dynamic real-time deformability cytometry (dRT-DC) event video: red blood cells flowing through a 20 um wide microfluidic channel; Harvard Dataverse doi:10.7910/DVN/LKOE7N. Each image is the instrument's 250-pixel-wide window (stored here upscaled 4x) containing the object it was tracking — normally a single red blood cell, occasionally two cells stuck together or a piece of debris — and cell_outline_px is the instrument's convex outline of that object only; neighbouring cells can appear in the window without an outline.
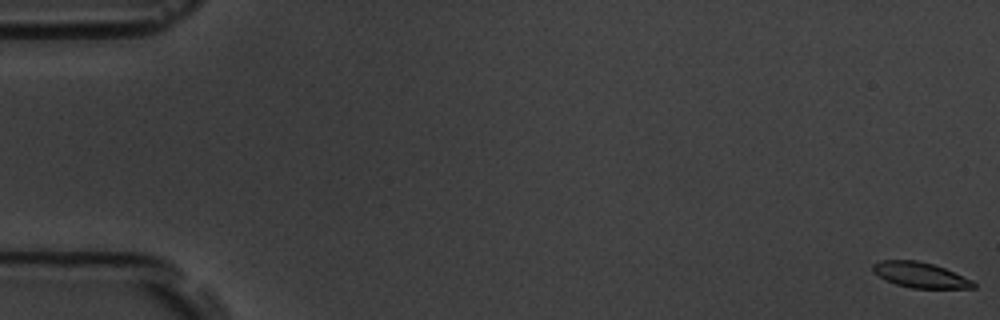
{"species": "common noctule bat (a hibernating species)", "species_latin": "Nyctalus noctula", "temperature_condition": "room temperature", "stored_images_in_passage": 7, "segment_of_instrument_passage": [1, 2], "camera_frame_rate_fps": 3000, "um_per_image_px": 0.085, "animal": {"sex": "male", "body_mass_g": 19.5, "forearm_length_mm": 54.6}, "frame": {"image": 1, "passage_image": 1, "time_ms": 0.0, "image_size_px": [1000, 320], "cell_outline_px": [[976, 288], [912, 288], [896, 284], [884, 280], [872, 272], [872, 264], [880, 260], [916, 260], [932, 264], [944, 268], [972, 280], [976, 284]], "centroid_in_image_um": [78.17, 23.37], "position_along_channel_um": 6.8, "area_um2": 14.91}}
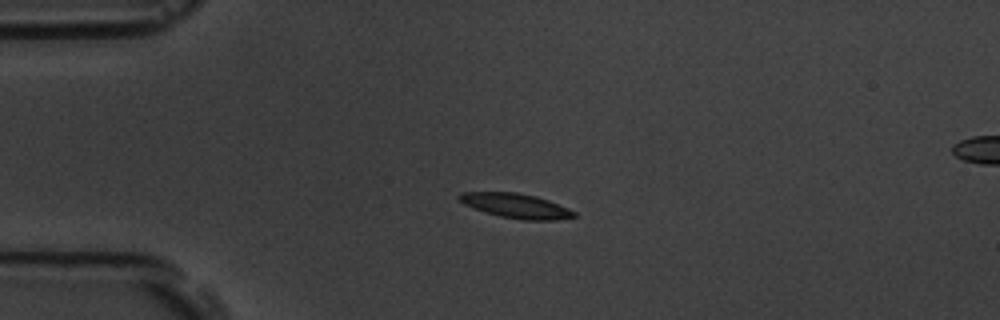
{"frame": {"image": 2, "passage_image": 5, "time_ms": 4.667, "image_size_px": [1000, 320], "cell_outline_px": [[576, 216], [556, 220], [524, 220], [500, 216], [464, 204], [456, 196], [460, 192], [516, 192], [536, 196], [548, 200], [568, 208], [576, 212]], "centroid_in_image_um": [43.87, 17.48], "position_along_channel_um": 41.1, "area_um2": 16.24}}